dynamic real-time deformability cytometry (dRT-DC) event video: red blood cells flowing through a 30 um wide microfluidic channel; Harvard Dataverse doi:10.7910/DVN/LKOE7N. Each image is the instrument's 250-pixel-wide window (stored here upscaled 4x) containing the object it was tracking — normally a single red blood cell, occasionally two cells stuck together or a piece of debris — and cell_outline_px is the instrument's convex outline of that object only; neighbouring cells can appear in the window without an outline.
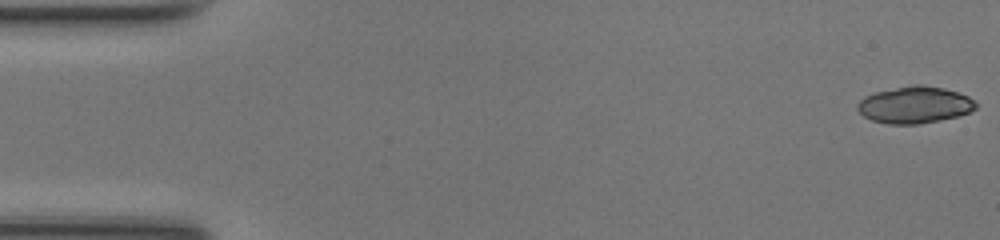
{"species": "common noctule bat (a hibernating species)", "species_latin": "Nyctalus noctula", "temperature_condition": "room temperature", "stored_images_in_passage": 48, "segment_of_instrument_passage": [1, 2], "camera_frame_rate_fps": 3000, "um_per_image_px": 0.085, "animal": {"sex": "female", "body_mass_g": 17.0, "forearm_length_mm": 48.0}, "frame": {"image": 1, "passage_image": 1, "time_ms": 0.0, "image_size_px": [1000, 240], "cell_outline_px": [[976, 108], [968, 112], [956, 116], [940, 120], [920, 124], [888, 124], [872, 120], [864, 116], [856, 108], [856, 104], [864, 96], [876, 92], [912, 84], [924, 84], [944, 88], [968, 96], [976, 100]], "centroid_in_image_um": [77.74, 8.9], "position_along_channel_um": 7.3, "area_um2": 25.43}}
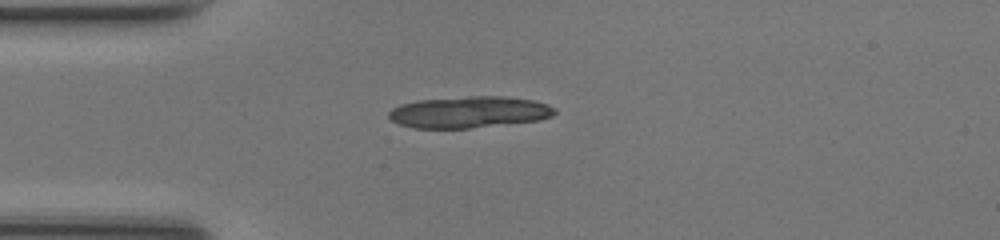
{"frame": {"image": 2, "passage_image": 13, "time_ms": 4.0, "image_size_px": [1000, 240], "cell_outline_px": [[556, 112], [552, 116], [540, 120], [468, 128], [416, 128], [400, 124], [392, 120], [388, 116], [388, 112], [392, 108], [400, 104], [416, 100], [468, 96], [504, 96], [536, 100], [548, 104], [556, 108]], "centroid_in_image_um": [39.9, 9.51], "position_along_channel_um": 45.1, "area_um2": 30.63}}